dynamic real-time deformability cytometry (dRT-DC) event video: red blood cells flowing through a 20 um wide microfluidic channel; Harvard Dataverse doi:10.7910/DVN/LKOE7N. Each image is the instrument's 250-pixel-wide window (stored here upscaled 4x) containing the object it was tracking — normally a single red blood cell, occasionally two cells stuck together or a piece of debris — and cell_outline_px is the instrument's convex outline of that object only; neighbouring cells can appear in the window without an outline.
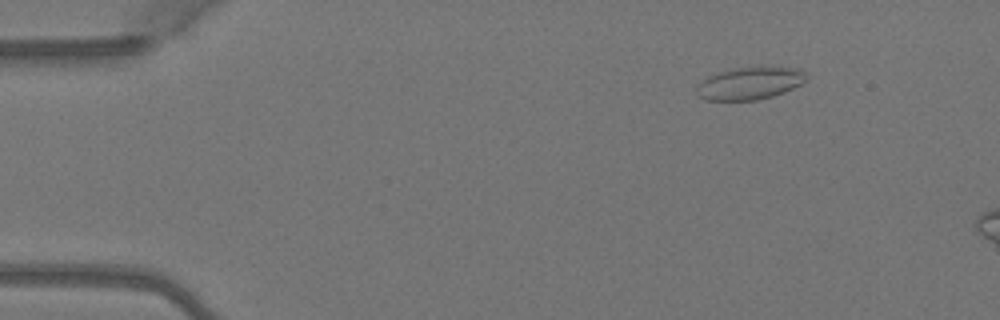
{"species": "Egyptian fruit bat (a non-hibernating species)", "species_latin": "Rousettus aegyptiacus", "temperature_condition": "warm", "stored_images_in_passage": 4, "camera_frame_rate_fps": 3000, "um_per_image_px": 0.085, "animal": {"sex": "female"}, "frame": {"image": 1, "passage_image": 2, "time_ms": 0.333, "image_size_px": [1000, 320], "cell_outline_px": [[808, 76], [800, 84], [784, 92], [772, 96], [756, 100], [704, 100], [696, 96], [696, 88], [708, 76], [720, 72], [736, 68], [760, 64], [800, 68]], "centroid_in_image_um": [63.76, 7.04], "position_along_channel_um": 21.2, "area_um2": 21.21}}